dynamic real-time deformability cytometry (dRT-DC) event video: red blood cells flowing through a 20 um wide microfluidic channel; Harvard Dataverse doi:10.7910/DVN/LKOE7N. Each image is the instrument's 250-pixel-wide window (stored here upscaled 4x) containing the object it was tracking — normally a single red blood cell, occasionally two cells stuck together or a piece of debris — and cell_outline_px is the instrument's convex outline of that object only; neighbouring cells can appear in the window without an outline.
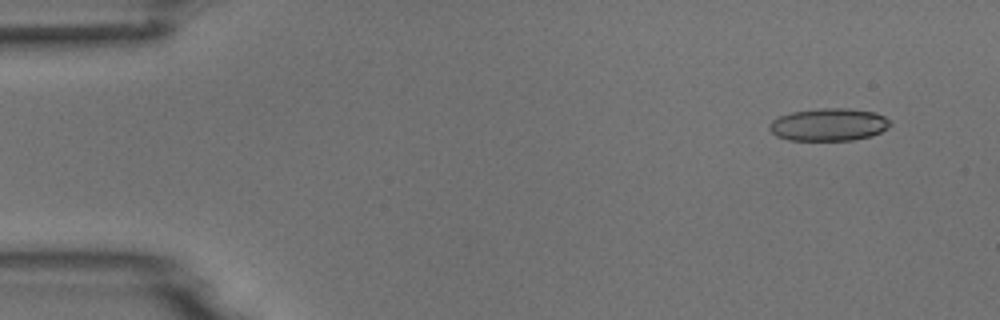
{"species": "common noctule bat (a hibernating species)", "species_latin": "Nyctalus noctula", "temperature_condition": "room temperature", "stored_images_in_passage": 5, "camera_frame_rate_fps": 3000, "um_per_image_px": 0.085, "animal": {"sex": "male", "body_mass_g": 18.8}, "frame": {"image": 1, "passage_image": 1, "time_ms": 0.0, "image_size_px": [1000, 320], "cell_outline_px": [[892, 124], [888, 128], [872, 136], [852, 140], [788, 140], [776, 136], [768, 128], [768, 124], [772, 120], [780, 116], [792, 112], [820, 108], [848, 108], [876, 112], [892, 120]], "centroid_in_image_um": [70.47, 10.59], "position_along_channel_um": 14.5, "area_um2": 23.18}}
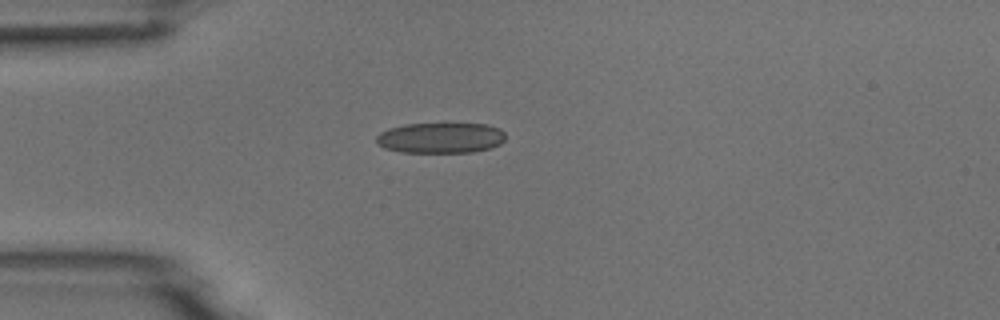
{"frame": {"image": 2, "passage_image": 4, "time_ms": 3.333, "image_size_px": [1000, 320], "cell_outline_px": [[504, 140], [500, 144], [492, 148], [472, 152], [400, 152], [384, 148], [376, 140], [376, 136], [380, 132], [388, 128], [404, 124], [488, 124], [500, 128], [504, 132]], "centroid_in_image_um": [37.46, 11.72], "position_along_channel_um": 47.5, "area_um2": 23.06}}